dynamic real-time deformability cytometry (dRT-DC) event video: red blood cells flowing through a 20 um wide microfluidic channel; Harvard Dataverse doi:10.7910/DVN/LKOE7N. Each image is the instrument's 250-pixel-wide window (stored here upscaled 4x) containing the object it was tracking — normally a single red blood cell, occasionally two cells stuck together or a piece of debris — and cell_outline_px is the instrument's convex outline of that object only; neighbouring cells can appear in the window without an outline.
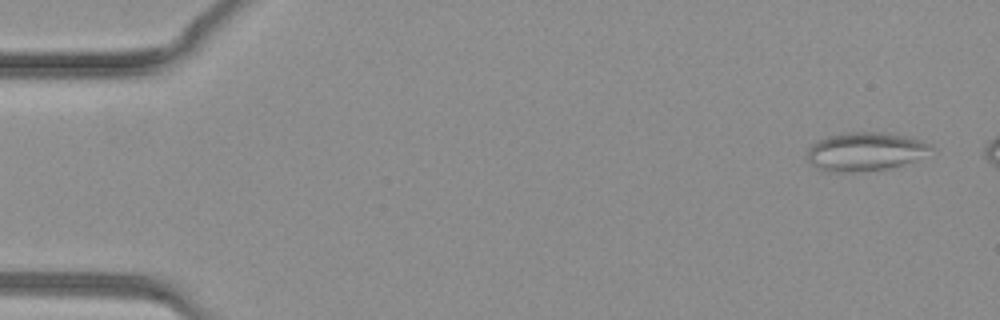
{"species": "common noctule bat (a hibernating species)", "species_latin": "Nyctalus noctula", "temperature_condition": "warm", "stored_images_in_passage": 35, "camera_frame_rate_fps": 3000, "um_per_image_px": 0.085, "animal": {"sex": "female", "body_mass_g": 19.3, "forearm_length_mm": 54.1}, "frame": {"image": 1, "passage_image": 2, "time_ms": 0.333, "image_size_px": [1000, 320], "cell_outline_px": [[932, 148], [912, 160], [888, 168], [856, 172], [820, 172], [808, 160], [808, 148], [812, 144], [828, 136], [844, 132], [884, 132], [904, 136], [920, 140], [928, 144]], "centroid_in_image_um": [73.43, 12.88], "position_along_channel_um": 11.6, "area_um2": 27.34}}
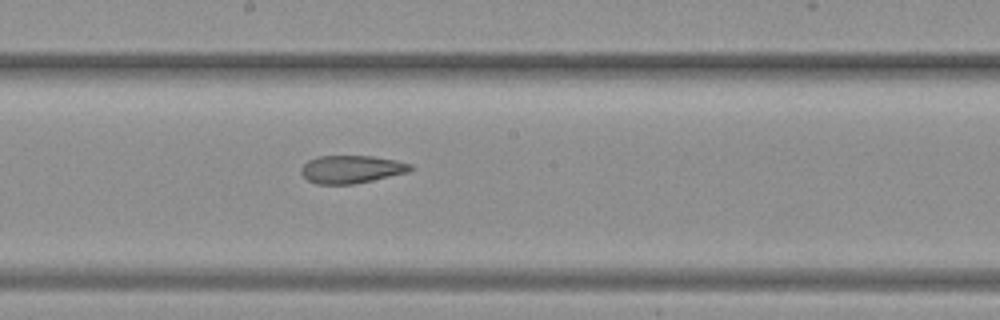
{"frame": {"image": 2, "passage_image": 21, "time_ms": 6.667, "image_size_px": [1000, 320], "cell_outline_px": [[412, 168], [408, 172], [372, 180], [352, 184], [316, 184], [308, 180], [300, 172], [300, 168], [308, 160], [316, 156], [372, 156], [396, 160], [412, 164]], "centroid_in_image_um": [29.84, 14.38], "position_along_channel_um": 218.4, "area_um2": 17.69}}
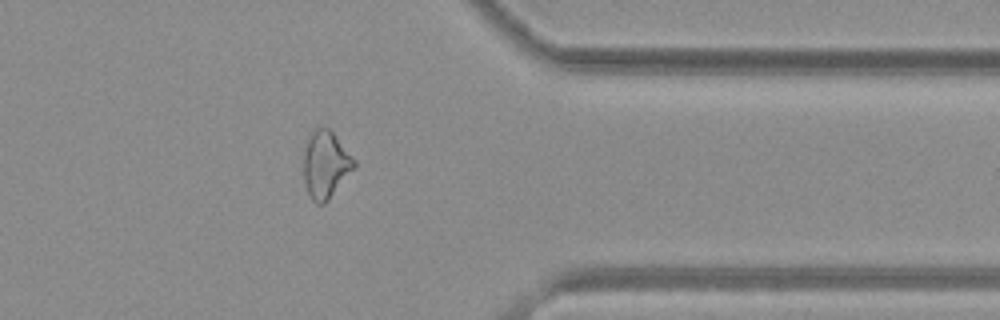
{"frame": {"image": 3, "passage_image": 31, "time_ms": 10.0, "image_size_px": [1000, 320], "cell_outline_px": [[356, 168], [328, 200], [324, 204], [316, 204], [308, 196], [304, 180], [304, 152], [308, 140], [316, 128], [328, 128], [332, 132], [356, 160]], "centroid_in_image_um": [27.7, 14.05], "position_along_channel_um": 383.7, "area_um2": 19.71}}